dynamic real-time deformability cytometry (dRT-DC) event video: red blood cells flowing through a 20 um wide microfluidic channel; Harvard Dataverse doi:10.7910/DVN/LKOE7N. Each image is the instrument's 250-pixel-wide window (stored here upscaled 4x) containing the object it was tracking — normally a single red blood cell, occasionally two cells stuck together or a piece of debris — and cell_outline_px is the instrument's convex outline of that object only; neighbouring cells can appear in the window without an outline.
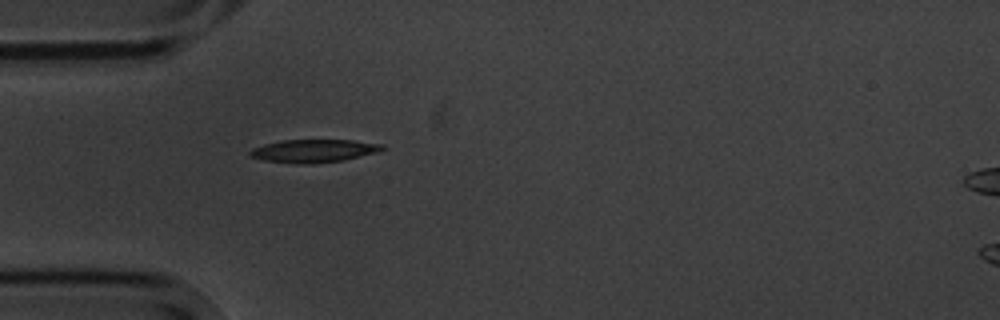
{"species": "common noctule bat (a hibernating species)", "species_latin": "Nyctalus noctula", "temperature_condition": "cold", "stored_images_in_passage": 1, "camera_frame_rate_fps": 3000, "um_per_image_px": 0.085, "animal": {"sex": "male", "body_mass_g": 20.1, "forearm_length_mm": 53.5}, "frame": {"image": 1, "passage_image": 1, "time_ms": 0.0, "image_size_px": [1000, 320], "cell_outline_px": [[388, 148], [376, 152], [344, 160], [312, 164], [296, 164], [264, 160], [248, 156], [248, 152], [252, 148], [264, 144], [280, 140], [352, 140], [384, 144]], "centroid_in_image_um": [26.66, 12.82], "position_along_channel_um": 58.3, "area_um2": 17.92}}